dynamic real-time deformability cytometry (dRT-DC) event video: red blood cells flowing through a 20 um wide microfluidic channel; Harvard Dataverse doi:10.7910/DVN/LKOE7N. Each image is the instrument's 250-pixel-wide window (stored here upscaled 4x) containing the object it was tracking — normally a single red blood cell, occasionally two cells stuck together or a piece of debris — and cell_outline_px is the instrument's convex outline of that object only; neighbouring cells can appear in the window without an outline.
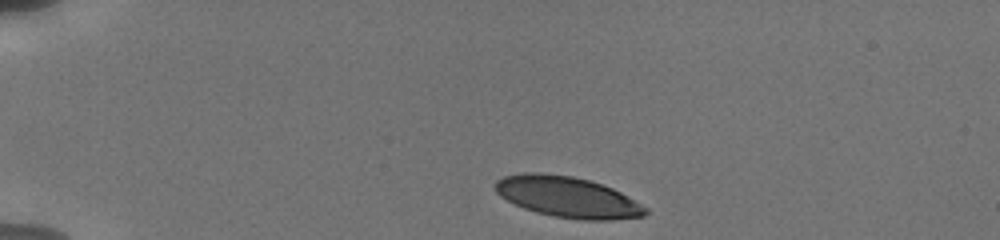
{"species": "human", "species_latin": "Homo sapiens", "temperature_condition": "cold", "stored_images_in_passage": 59, "camera_frame_rate_fps": 3000, "um_per_image_px": 0.085, "donor": {"sex": "male"}, "frame": {"image": 1, "passage_image": 1, "time_ms": 0.0, "image_size_px": [1000, 240], "cell_outline_px": [[648, 212], [644, 216], [608, 220], [580, 220], [552, 216], [536, 212], [524, 208], [500, 196], [496, 192], [496, 180], [504, 176], [524, 172], [544, 172], [572, 176], [588, 180], [612, 188], [620, 192], [648, 208]], "centroid_in_image_um": [48.24, 16.74], "position_along_channel_um": 36.8, "area_um2": 35.66}}
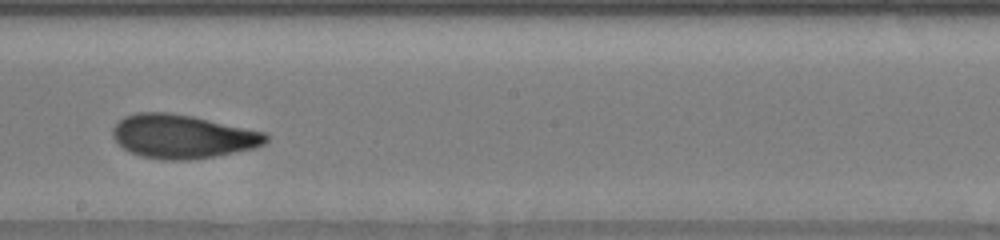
{"frame": {"image": 2, "passage_image": 40, "time_ms": 7.0, "image_size_px": [1000, 240], "cell_outline_px": [[268, 140], [264, 144], [256, 148], [216, 156], [188, 160], [164, 160], [140, 156], [124, 148], [112, 136], [112, 128], [124, 116], [136, 112], [168, 112], [192, 116], [264, 132], [268, 136]], "centroid_in_image_um": [15.51, 11.6], "position_along_channel_um": 232.7, "area_um2": 38.96}}
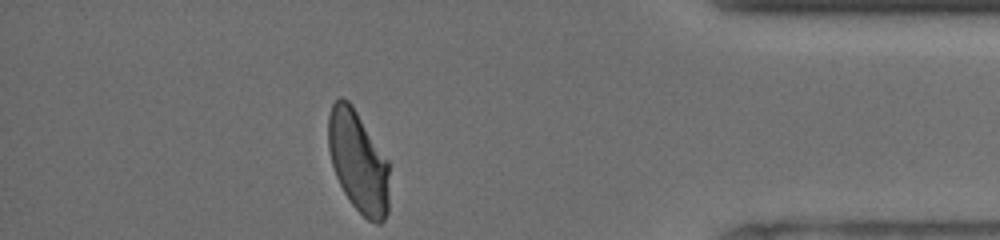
{"frame": {"image": 3, "passage_image": 59, "time_ms": 12.333, "image_size_px": [1000, 240], "cell_outline_px": [[388, 212], [384, 220], [380, 224], [376, 224], [368, 220], [352, 204], [344, 192], [336, 176], [332, 164], [328, 148], [328, 116], [332, 104], [340, 96], [348, 100], [352, 104], [388, 160]], "centroid_in_image_um": [30.44, 13.73], "position_along_channel_um": 404.8, "area_um2": 36.07}, "authors_computed_cell_mechanics": {"area_um2": 38.2058, "velocity_mm_per_s": 3.7656, "shape_relaxation_time_tau1_ms": 4.6929, "shape_relaxation_time_tau2_ms": 1.4766, "deformation_change_tau1": 0.1857, "deformation_change_tau2": 0.079}}